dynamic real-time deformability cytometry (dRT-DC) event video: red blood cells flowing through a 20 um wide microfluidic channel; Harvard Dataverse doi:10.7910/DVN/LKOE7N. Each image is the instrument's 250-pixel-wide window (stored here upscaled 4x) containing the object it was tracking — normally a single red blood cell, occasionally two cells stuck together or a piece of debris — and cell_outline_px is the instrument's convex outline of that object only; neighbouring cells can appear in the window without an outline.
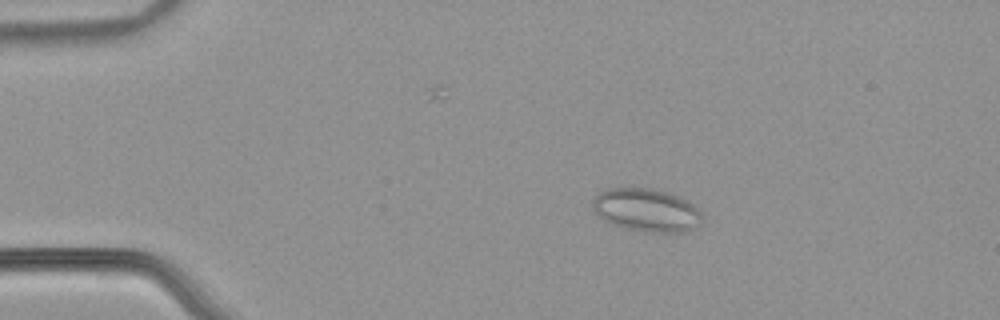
{"species": "common noctule bat (a hibernating species)", "species_latin": "Nyctalus noctula", "temperature_condition": "warm", "stored_images_in_passage": 53, "camera_frame_rate_fps": 3000, "um_per_image_px": 0.085, "animal": {"sex": "male", "body_mass_g": 21.5, "forearm_length_mm": 52.0}, "frame": {"image": 1, "passage_image": 10, "time_ms": 3.0, "image_size_px": [1000, 320], "cell_outline_px": [[700, 216], [696, 224], [692, 228], [684, 232], [648, 232], [628, 228], [612, 224], [604, 220], [592, 208], [592, 200], [600, 192], [608, 188], [648, 188], [664, 192], [676, 196], [692, 204], [700, 212]], "centroid_in_image_um": [54.88, 17.85], "position_along_channel_um": 30.1, "area_um2": 26.7}}
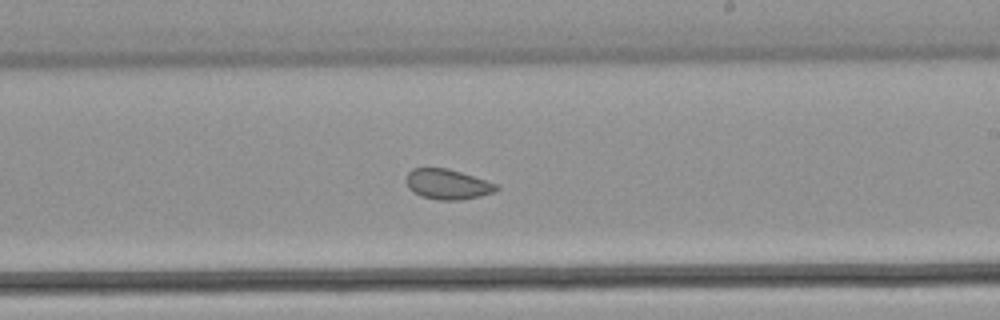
{"frame": {"image": 2, "passage_image": 32, "time_ms": 10.333, "image_size_px": [1000, 320], "cell_outline_px": [[500, 188], [496, 192], [480, 196], [460, 200], [436, 200], [420, 196], [412, 192], [408, 188], [404, 180], [408, 172], [412, 168], [448, 168], [496, 184]], "centroid_in_image_um": [37.99, 15.67], "position_along_channel_um": 251.0, "area_um2": 16.01}}
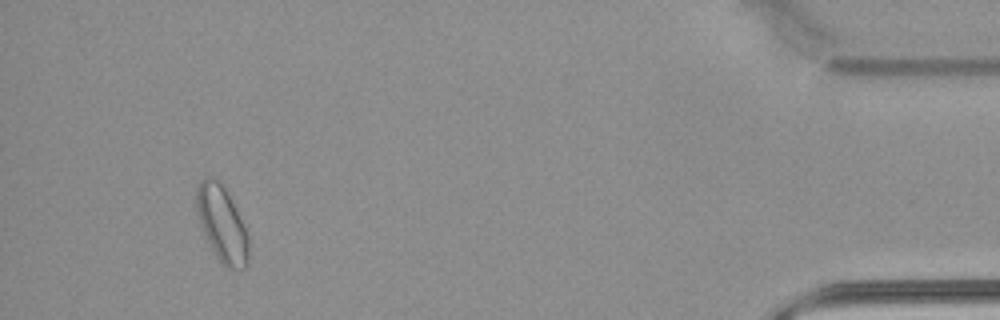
{"frame": {"image": 3, "passage_image": 50, "time_ms": 16.333, "image_size_px": [1000, 320], "cell_outline_px": [[248, 264], [244, 268], [228, 268], [216, 256], [204, 232], [196, 212], [196, 188], [200, 180], [204, 176], [212, 176], [224, 188], [248, 236]], "centroid_in_image_um": [18.83, 19.02], "position_along_channel_um": 416.4, "area_um2": 22.2}, "authors_computed_cell_mechanics": {"area_um2": 18.9006, "velocity_mm_per_s": 3.8747, "shape_relaxation_time_tau1_ms": null, "shape_relaxation_time_tau2_ms": 2.1295, "deformation_change_tau1": null, "deformation_change_tau2": 0.0631}}